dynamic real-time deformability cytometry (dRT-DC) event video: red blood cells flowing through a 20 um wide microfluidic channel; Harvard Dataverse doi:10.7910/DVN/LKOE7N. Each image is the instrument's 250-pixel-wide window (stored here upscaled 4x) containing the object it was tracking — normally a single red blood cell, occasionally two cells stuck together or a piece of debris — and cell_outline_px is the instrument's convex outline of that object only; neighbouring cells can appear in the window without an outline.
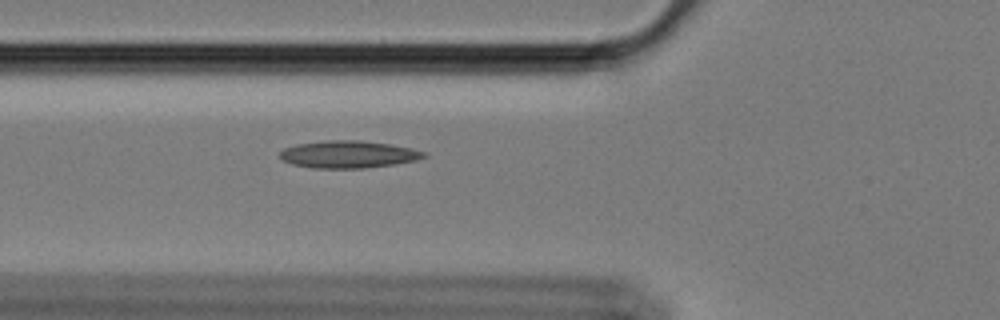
{"species": "Egyptian fruit bat (a non-hibernating species)", "species_latin": "Rousettus aegyptiacus", "temperature_condition": "cold", "stored_images_in_passage": 57, "camera_frame_rate_fps": 3000, "um_per_image_px": 0.085, "animal": {"sex": "female"}, "frame": {"image": 1, "passage_image": 20, "time_ms": 6.333, "image_size_px": [1000, 320], "cell_outline_px": [[428, 156], [416, 160], [392, 164], [364, 168], [312, 168], [292, 164], [284, 160], [280, 156], [280, 152], [284, 148], [296, 144], [324, 140], [360, 140], [388, 144], [412, 148], [424, 152]], "centroid_in_image_um": [29.59, 13.11], "position_along_channel_um": 96.2, "area_um2": 22.77}}
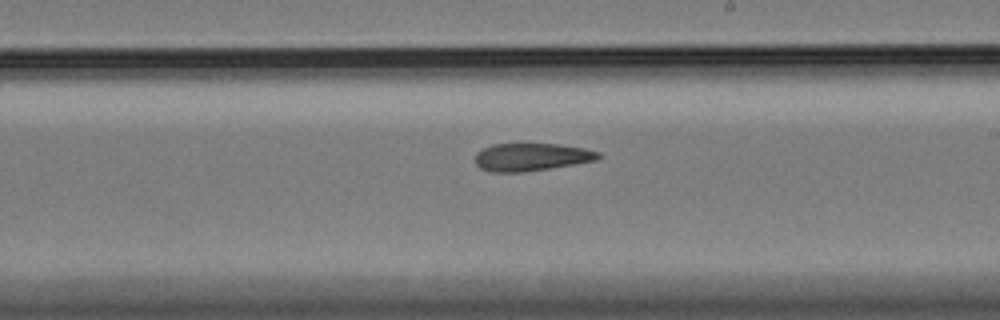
{"frame": {"image": 2, "passage_image": 33, "time_ms": 10.667, "image_size_px": [1000, 320], "cell_outline_px": [[600, 156], [596, 160], [548, 168], [520, 172], [492, 172], [480, 168], [476, 164], [476, 152], [492, 144], [560, 144], [584, 148], [600, 152]], "centroid_in_image_um": [45.15, 13.34], "position_along_channel_um": 243.9, "area_um2": 19.65}}
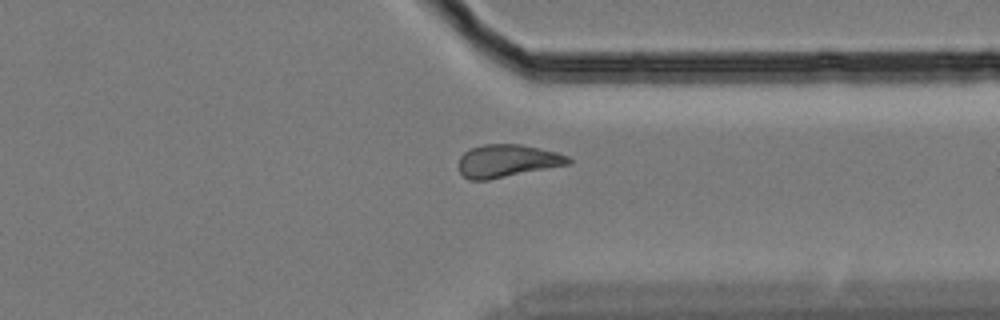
{"frame": {"image": 3, "passage_image": 44, "time_ms": 14.333, "image_size_px": [1000, 320], "cell_outline_px": [[572, 160], [568, 164], [488, 180], [468, 180], [460, 172], [460, 156], [468, 148], [484, 144], [520, 144], [556, 152], [568, 156]], "centroid_in_image_um": [43.08, 13.67], "position_along_channel_um": 368.3, "area_um2": 20.75}, "authors_computed_cell_mechanics": {"area_um2": 21.2126, "velocity_mm_per_s": 3.3969, "shape_relaxation_time_tau1_ms": null, "shape_relaxation_time_tau2_ms": 8.4994, "deformation_change_tau1": null, "deformation_change_tau2": 0.147}}